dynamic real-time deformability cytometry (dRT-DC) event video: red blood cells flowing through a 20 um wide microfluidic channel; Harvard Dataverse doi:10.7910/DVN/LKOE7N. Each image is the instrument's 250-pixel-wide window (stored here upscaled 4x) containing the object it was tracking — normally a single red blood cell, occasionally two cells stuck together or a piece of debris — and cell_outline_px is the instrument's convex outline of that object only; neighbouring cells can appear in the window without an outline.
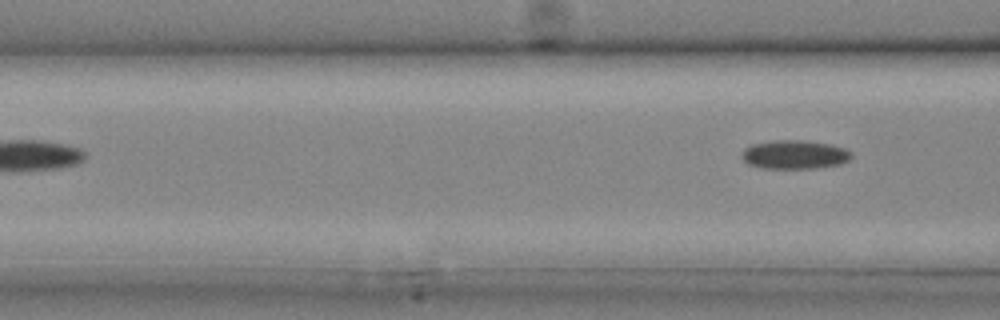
{"species": "common noctule bat (a hibernating species)", "species_latin": "Nyctalus noctula", "temperature_condition": "cold", "stored_images_in_passage": 6, "segment_of_instrument_passage": [2, 2], "camera_frame_rate_fps": 3000, "um_per_image_px": 0.085, "animal": {"sex": "male", "body_mass_g": 20.4}, "frame": {"image": 1, "passage_image": 6, "time_ms": 1.667, "image_size_px": [1000, 320], "cell_outline_px": [[852, 156], [848, 160], [840, 164], [816, 168], [760, 168], [748, 164], [740, 156], [740, 152], [744, 148], [752, 144], [776, 140], [800, 140], [828, 144], [844, 148], [852, 152]], "centroid_in_image_um": [67.49, 13.14], "position_along_channel_um": 99.1, "area_um2": 18.38}}